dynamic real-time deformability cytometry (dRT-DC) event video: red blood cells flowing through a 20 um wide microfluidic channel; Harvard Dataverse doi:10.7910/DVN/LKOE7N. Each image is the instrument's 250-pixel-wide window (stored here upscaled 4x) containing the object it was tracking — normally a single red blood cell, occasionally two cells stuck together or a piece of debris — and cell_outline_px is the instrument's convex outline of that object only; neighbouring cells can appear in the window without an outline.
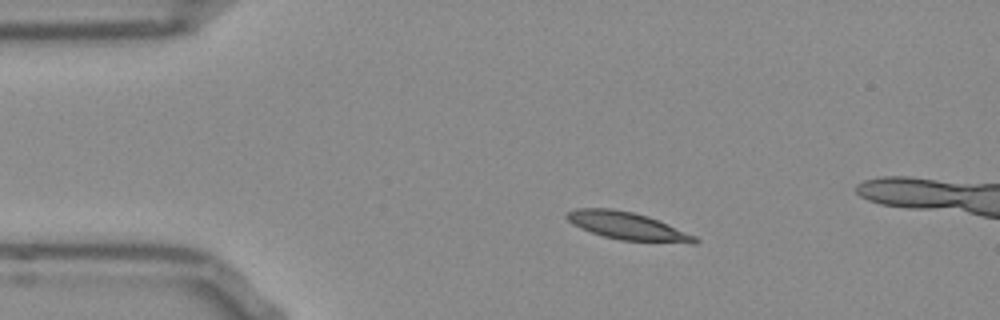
{"species": "Egyptian fruit bat (a non-hibernating species)", "species_latin": "Rousettus aegyptiacus", "temperature_condition": "room temperature", "stored_images_in_passage": 6, "camera_frame_rate_fps": 3000, "um_per_image_px": 0.085, "frame": {"image": 1, "passage_image": 1, "time_ms": 0.0, "image_size_px": [1000, 320], "cell_outline_px": [[700, 240], [696, 244], [692, 244], [620, 240], [604, 236], [580, 228], [572, 224], [564, 216], [568, 212], [576, 208], [612, 208], [632, 212], [648, 216], [696, 236]], "centroid_in_image_um": [53.36, 19.22], "position_along_channel_um": 31.6, "area_um2": 20.69}}